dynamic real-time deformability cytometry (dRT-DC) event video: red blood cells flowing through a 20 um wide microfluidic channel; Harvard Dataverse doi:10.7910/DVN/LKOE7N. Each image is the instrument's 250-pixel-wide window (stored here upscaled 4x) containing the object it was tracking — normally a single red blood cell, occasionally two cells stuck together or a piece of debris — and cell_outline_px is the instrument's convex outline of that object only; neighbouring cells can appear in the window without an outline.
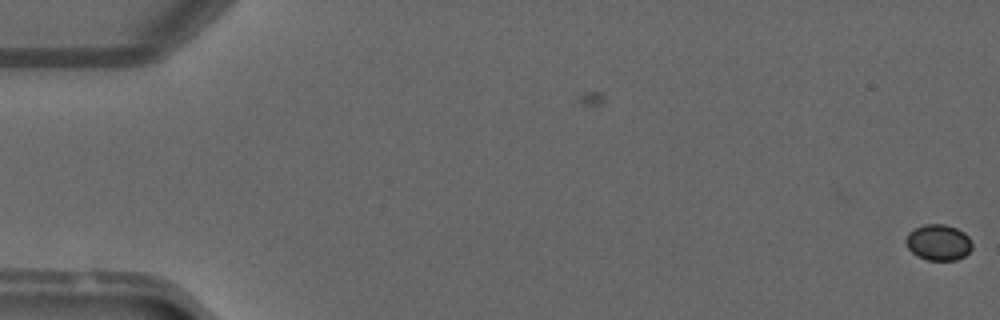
{"species": "common noctule bat (a hibernating species)", "species_latin": "Nyctalus noctula", "temperature_condition": "warm", "stored_images_in_passage": 4, "camera_frame_rate_fps": 3000, "um_per_image_px": 0.085, "animal": {"sex": "male", "forearm_length_mm": 52.5}, "frame": {"image": 1, "passage_image": 4, "time_ms": 1.0, "image_size_px": [1000, 320], "cell_outline_px": [[972, 248], [964, 256], [956, 260], [928, 260], [916, 256], [908, 248], [904, 240], [908, 232], [924, 224], [944, 224], [956, 228], [964, 232], [968, 236], [972, 244]], "centroid_in_image_um": [79.75, 20.6], "position_along_channel_um": 5.3, "area_um2": 13.93}}